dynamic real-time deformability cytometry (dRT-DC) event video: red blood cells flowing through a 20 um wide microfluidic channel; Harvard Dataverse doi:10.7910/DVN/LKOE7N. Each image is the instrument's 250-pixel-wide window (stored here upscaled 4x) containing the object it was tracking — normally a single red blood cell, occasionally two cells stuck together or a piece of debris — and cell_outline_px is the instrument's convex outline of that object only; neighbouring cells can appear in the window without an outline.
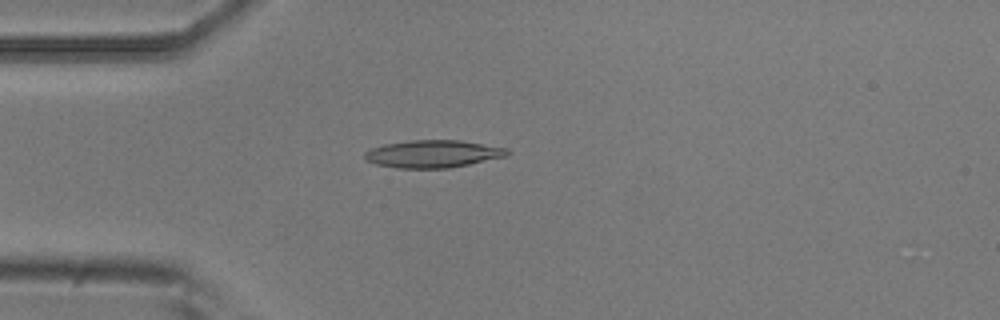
{"species": "common noctule bat (a hibernating species)", "species_latin": "Nyctalus noctula", "temperature_condition": "room temperature", "stored_images_in_passage": 3, "camera_frame_rate_fps": 3000, "um_per_image_px": 0.085, "animal": {"sex": "male", "body_mass_g": 20.5, "forearm_length_mm": 52.5}, "frame": {"image": 1, "passage_image": 2, "time_ms": 0.333, "image_size_px": [1000, 320], "cell_outline_px": [[512, 152], [508, 156], [448, 168], [396, 168], [376, 164], [364, 160], [364, 152], [372, 148], [384, 144], [412, 140], [460, 140], [508, 148]], "centroid_in_image_um": [36.81, 13.08], "position_along_channel_um": 48.2, "area_um2": 22.95}}